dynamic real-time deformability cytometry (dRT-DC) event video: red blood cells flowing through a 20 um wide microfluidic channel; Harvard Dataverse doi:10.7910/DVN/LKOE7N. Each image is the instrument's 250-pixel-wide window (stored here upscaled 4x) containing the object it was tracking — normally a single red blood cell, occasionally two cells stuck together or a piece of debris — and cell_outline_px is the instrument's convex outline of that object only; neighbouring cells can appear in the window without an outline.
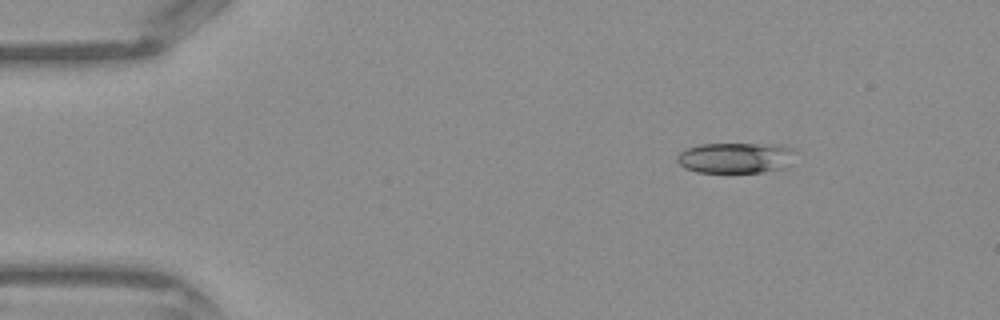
{"species": "Egyptian fruit bat (a non-hibernating species)", "species_latin": "Rousettus aegyptiacus", "temperature_condition": "warm", "stored_images_in_passage": 38, "camera_frame_rate_fps": 3000, "um_per_image_px": 0.085, "frame": {"image": 1, "passage_image": 1, "time_ms": 0.0, "image_size_px": [1000, 320], "cell_outline_px": [[788, 148], [784, 168], [760, 172], [696, 172], [684, 168], [676, 160], [676, 156], [680, 152], [688, 148], [700, 144], [776, 144]], "centroid_in_image_um": [62.32, 13.42], "position_along_channel_um": 22.7, "area_um2": 20.29}}
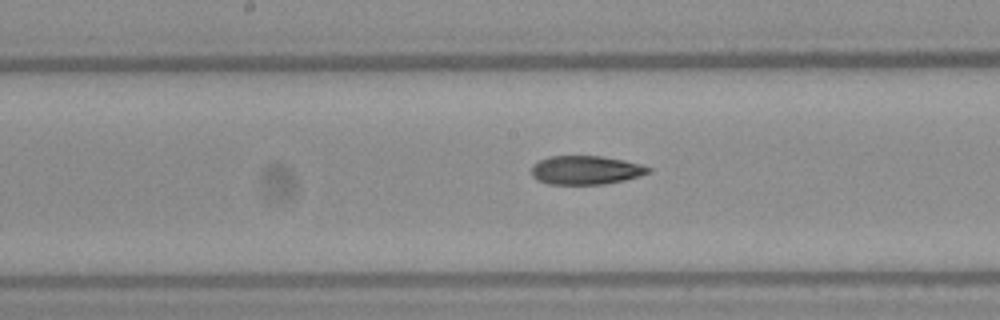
{"frame": {"image": 2, "passage_image": 17, "time_ms": 5.333, "image_size_px": [1000, 320], "cell_outline_px": [[652, 172], [640, 176], [624, 180], [604, 184], [548, 184], [536, 180], [532, 176], [532, 164], [548, 156], [600, 156], [624, 160], [640, 164], [652, 168]], "centroid_in_image_um": [49.79, 14.46], "position_along_channel_um": 198.4, "area_um2": 19.71}}
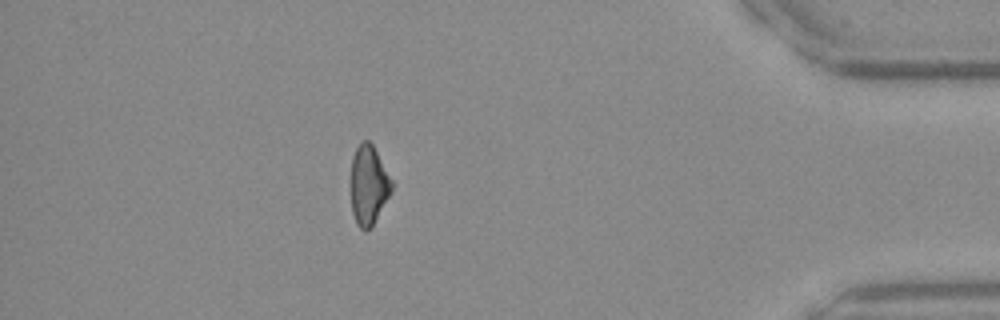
{"frame": {"image": 3, "passage_image": 33, "time_ms": 10.667, "image_size_px": [1000, 320], "cell_outline_px": [[392, 192], [372, 224], [364, 232], [356, 224], [352, 212], [352, 156], [356, 148], [364, 140], [368, 140], [372, 144], [392, 180]], "centroid_in_image_um": [31.33, 15.73], "position_along_channel_um": 403.9, "area_um2": 18.44}}